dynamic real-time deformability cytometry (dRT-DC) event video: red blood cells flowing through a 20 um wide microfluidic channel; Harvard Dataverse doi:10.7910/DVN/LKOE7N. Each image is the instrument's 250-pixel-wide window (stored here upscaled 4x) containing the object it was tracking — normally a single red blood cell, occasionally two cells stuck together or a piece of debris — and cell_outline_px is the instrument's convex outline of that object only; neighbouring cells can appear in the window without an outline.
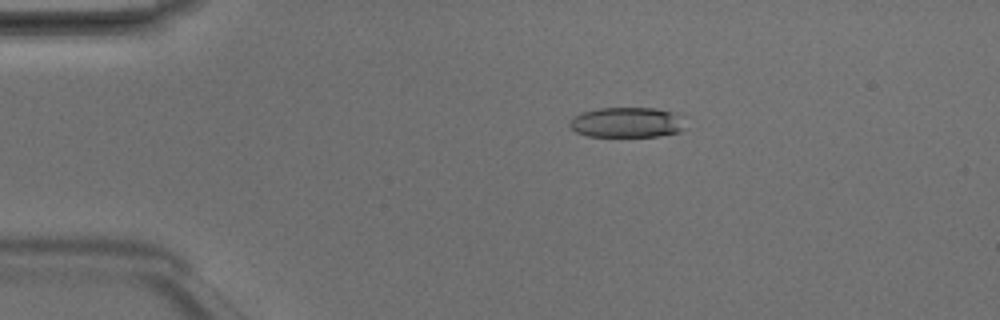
{"species": "Egyptian fruit bat (a non-hibernating species)", "species_latin": "Rousettus aegyptiacus", "temperature_condition": "room temperature", "stored_images_in_passage": 2, "camera_frame_rate_fps": 3000, "um_per_image_px": 0.085, "animal": {"sex": "male"}, "frame": {"image": 1, "passage_image": 1, "time_ms": 0.0, "image_size_px": [1000, 320], "cell_outline_px": [[684, 128], [680, 132], [656, 136], [588, 136], [576, 132], [568, 124], [572, 116], [580, 112], [596, 108], [656, 108], [672, 112]], "centroid_in_image_um": [53.16, 10.4], "position_along_channel_um": 31.8, "area_um2": 20.11}}